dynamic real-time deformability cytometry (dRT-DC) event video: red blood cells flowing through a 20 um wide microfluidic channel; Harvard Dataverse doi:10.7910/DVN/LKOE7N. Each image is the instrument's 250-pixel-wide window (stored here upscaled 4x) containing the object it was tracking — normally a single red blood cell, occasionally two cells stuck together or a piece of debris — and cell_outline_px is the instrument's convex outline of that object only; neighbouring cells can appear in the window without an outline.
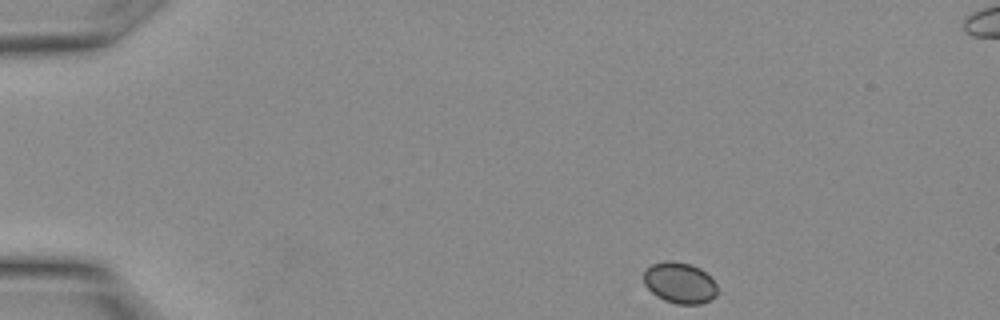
{"species": "Egyptian fruit bat (a non-hibernating species)", "species_latin": "Rousettus aegyptiacus", "temperature_condition": "warm", "stored_images_in_passage": 8, "camera_frame_rate_fps": 3000, "um_per_image_px": 0.085, "animal": {"sex": "female"}, "frame": {"image": 1, "passage_image": 1, "time_ms": 0.0, "image_size_px": [1000, 320], "cell_outline_px": [[716, 296], [700, 304], [676, 304], [664, 300], [656, 296], [644, 284], [644, 272], [652, 264], [668, 260], [672, 260], [692, 264], [700, 268], [716, 284]], "centroid_in_image_um": [57.76, 24.03], "position_along_channel_um": 27.2, "area_um2": 17.51}}
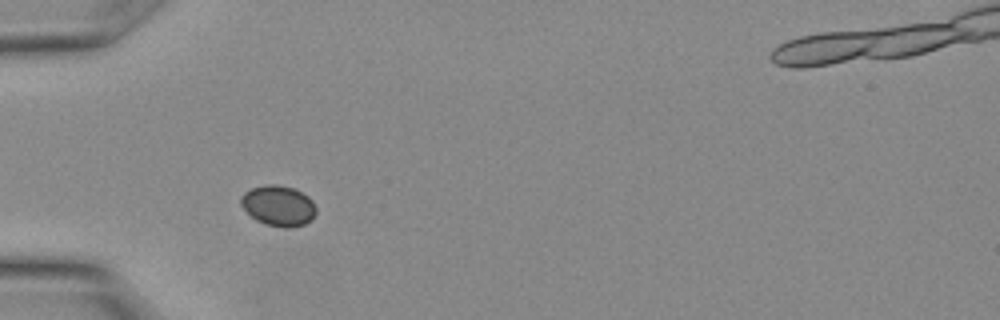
{"frame": {"image": 2, "passage_image": 6, "time_ms": 1.667, "image_size_px": [1000, 320], "cell_outline_px": [[316, 212], [312, 220], [304, 224], [292, 228], [284, 228], [264, 224], [256, 220], [240, 204], [240, 196], [244, 192], [252, 188], [264, 184], [276, 184], [292, 188], [308, 196], [312, 200], [316, 208]], "centroid_in_image_um": [23.66, 17.49], "position_along_channel_um": 61.3, "area_um2": 17.86}}
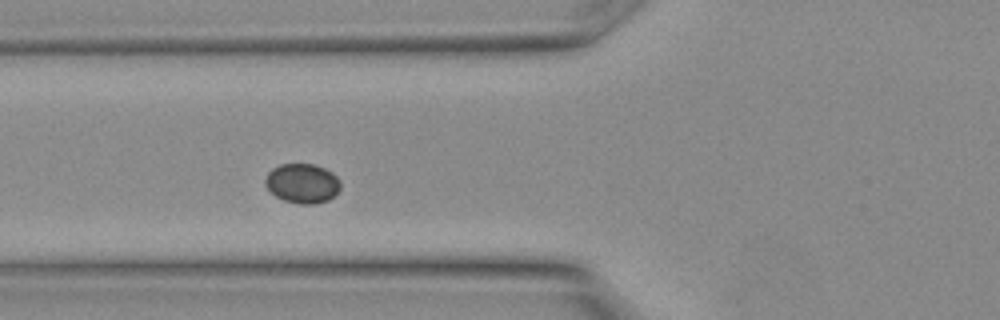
{"frame": {"image": 3, "passage_image": 8, "time_ms": 2.333, "image_size_px": [1000, 320], "cell_outline_px": [[340, 188], [328, 200], [316, 204], [300, 204], [284, 200], [276, 196], [264, 184], [264, 180], [268, 172], [272, 168], [280, 164], [316, 164], [332, 172], [340, 180]], "centroid_in_image_um": [25.69, 15.57], "position_along_channel_um": 100.1, "area_um2": 17.34}}